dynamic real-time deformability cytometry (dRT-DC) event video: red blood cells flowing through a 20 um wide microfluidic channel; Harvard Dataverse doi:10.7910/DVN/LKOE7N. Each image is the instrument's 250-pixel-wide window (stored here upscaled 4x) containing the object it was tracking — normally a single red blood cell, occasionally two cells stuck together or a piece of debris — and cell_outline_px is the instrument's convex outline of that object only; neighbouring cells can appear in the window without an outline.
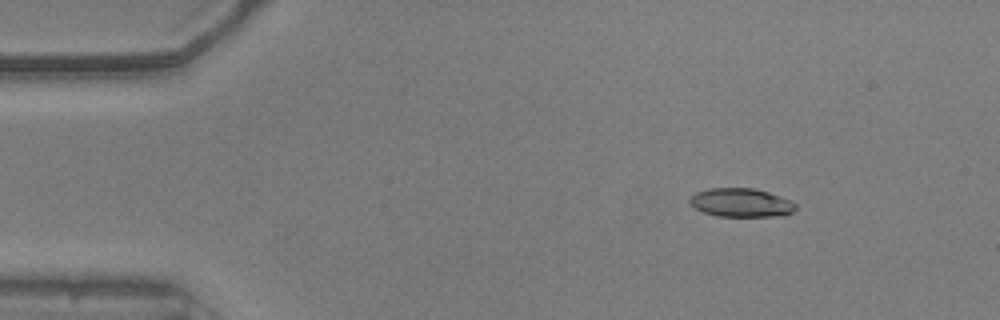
{"species": "common noctule bat (a hibernating species)", "species_latin": "Nyctalus noctula", "temperature_condition": "warm", "stored_images_in_passage": 53, "camera_frame_rate_fps": 3000, "um_per_image_px": 0.085, "animal": {"sex": "male", "body_mass_g": 20.5, "forearm_length_mm": 52.5}, "frame": {"image": 1, "passage_image": 7, "time_ms": 2.0, "image_size_px": [1000, 320], "cell_outline_px": [[796, 208], [792, 212], [784, 216], [716, 216], [704, 212], [696, 208], [688, 200], [696, 192], [708, 188], [752, 188], [768, 192], [780, 196], [796, 204]], "centroid_in_image_um": [63.0, 17.22], "position_along_channel_um": 22.0, "area_um2": 17.57}}
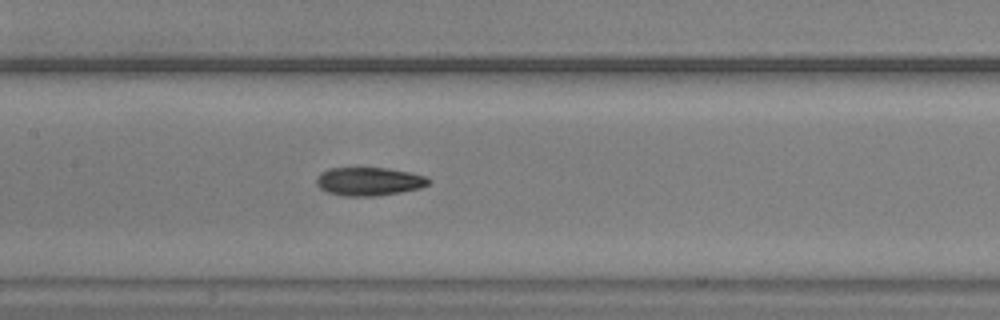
{"frame": {"image": 2, "passage_image": 25, "time_ms": 8.0, "image_size_px": [1000, 320], "cell_outline_px": [[432, 180], [428, 184], [420, 188], [400, 192], [376, 196], [344, 196], [328, 192], [320, 188], [316, 184], [316, 176], [320, 172], [328, 168], [388, 168], [412, 172], [428, 176]], "centroid_in_image_um": [31.38, 15.41], "position_along_channel_um": 176.0, "area_um2": 18.79}}
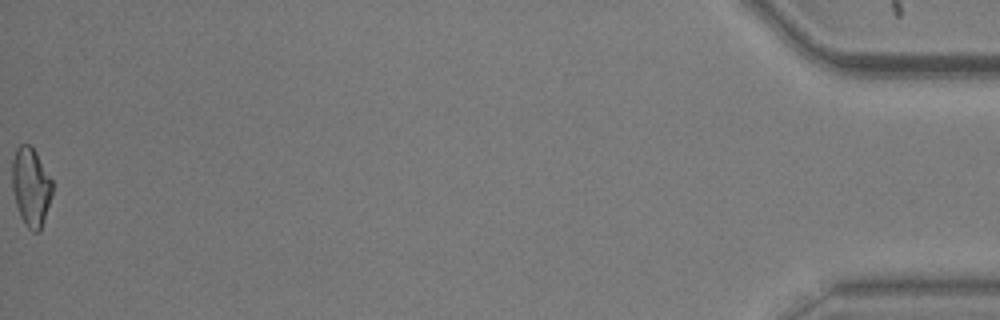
{"frame": {"image": 3, "passage_image": 53, "time_ms": 17.333, "image_size_px": [1000, 320], "cell_outline_px": [[52, 196], [40, 232], [32, 232], [24, 224], [20, 216], [16, 204], [12, 188], [12, 160], [16, 148], [20, 144], [28, 144], [36, 152], [52, 180]], "centroid_in_image_um": [2.62, 15.9], "position_along_channel_um": 432.6, "area_um2": 18.5}, "authors_computed_cell_mechanics": {"area_um2": 18.4382, "velocity_mm_per_s": 3.8518, "shape_relaxation_time_tau1_ms": 5.418, "shape_relaxation_time_tau2_ms": 5.205, "deformation_change_tau1": 0.1491, "deformation_change_tau2": 0.1338}}